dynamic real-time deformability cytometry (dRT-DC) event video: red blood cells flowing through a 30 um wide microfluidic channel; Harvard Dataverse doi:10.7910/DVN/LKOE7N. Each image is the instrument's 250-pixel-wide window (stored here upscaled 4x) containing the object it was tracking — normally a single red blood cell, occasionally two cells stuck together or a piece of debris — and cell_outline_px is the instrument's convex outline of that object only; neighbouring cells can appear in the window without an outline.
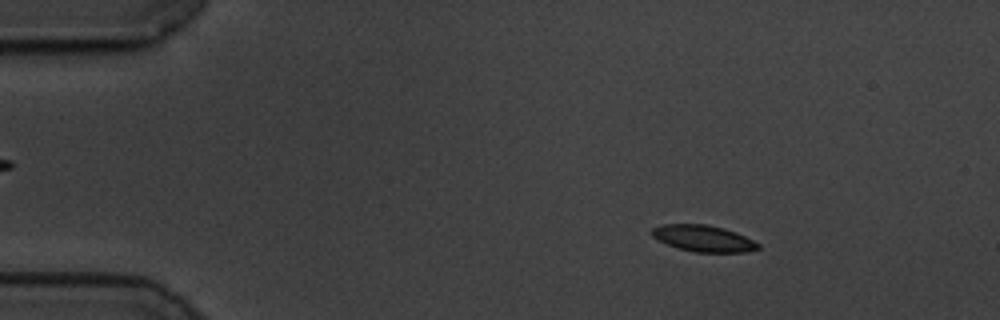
{"species": "common noctule bat (a hibernating species)", "species_latin": "Nyctalus noctula", "temperature_condition": "cold", "stored_images_in_passage": 58, "camera_frame_rate_fps": 3000, "um_per_image_px": 0.085, "animal": {"sex": "male", "body_mass_g": 19.5, "forearm_length_mm": 54.6}, "frame": {"image": 1, "passage_image": 9, "time_ms": 2.667, "image_size_px": [1000, 320], "cell_outline_px": [[760, 248], [748, 252], [696, 252], [676, 248], [652, 236], [648, 232], [652, 228], [660, 224], [708, 224], [724, 228], [736, 232], [760, 244]], "centroid_in_image_um": [59.77, 20.26], "position_along_channel_um": 25.2, "area_um2": 16.47}}
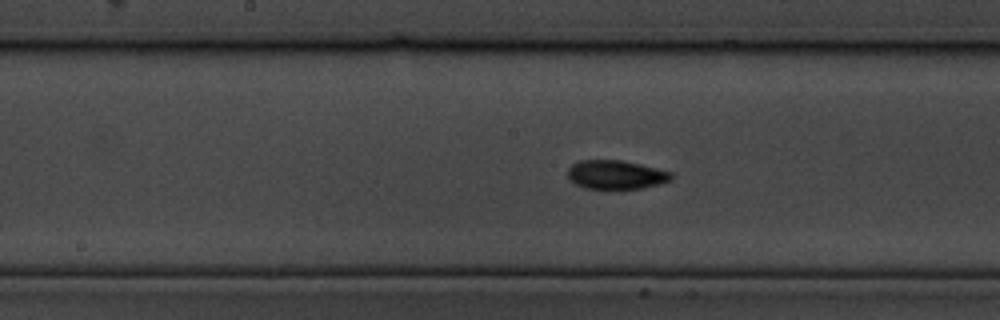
{"frame": {"image": 2, "passage_image": 30, "time_ms": 9.667, "image_size_px": [1000, 320], "cell_outline_px": [[672, 180], [660, 184], [644, 188], [584, 188], [576, 184], [568, 176], [568, 168], [572, 164], [580, 160], [620, 160], [640, 164], [672, 172]], "centroid_in_image_um": [52.37, 14.84], "position_along_channel_um": 195.8, "area_um2": 17.28}}
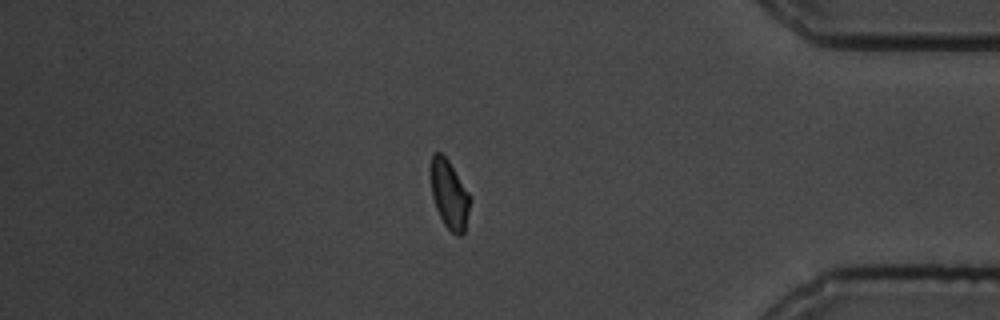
{"frame": {"image": 3, "passage_image": 50, "time_ms": 16.333, "image_size_px": [1000, 320], "cell_outline_px": [[472, 196], [464, 232], [460, 236], [456, 236], [444, 224], [436, 208], [432, 196], [428, 168], [432, 152], [440, 152], [448, 160]], "centroid_in_image_um": [38.17, 16.48], "position_along_channel_um": 397.0, "area_um2": 16.18}, "authors_computed_cell_mechanics": {"area_um2": 16.5886, "velocity_mm_per_s": 3.4605, "shape_relaxation_time_tau1_ms": 3.7474, "shape_relaxation_time_tau2_ms": 7.112, "deformation_change_tau1": 0.1147, "deformation_change_tau2": 0.0926}}